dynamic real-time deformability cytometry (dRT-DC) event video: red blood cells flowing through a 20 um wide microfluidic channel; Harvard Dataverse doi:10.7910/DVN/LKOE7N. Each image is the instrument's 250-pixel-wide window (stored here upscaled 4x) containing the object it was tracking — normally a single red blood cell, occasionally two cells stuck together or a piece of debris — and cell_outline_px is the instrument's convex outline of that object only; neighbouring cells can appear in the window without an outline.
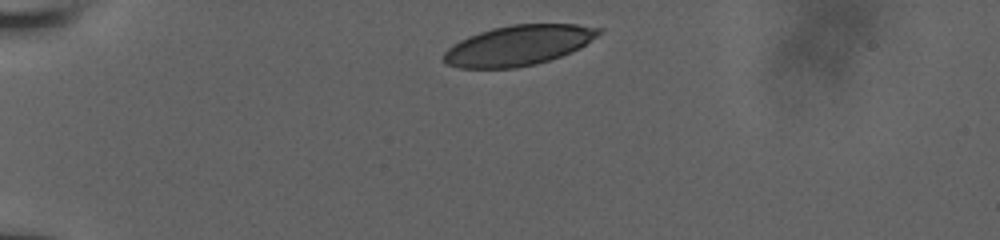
{"species": "human", "species_latin": "Homo sapiens", "temperature_condition": "room temperature", "stored_images_in_passage": 9, "camera_frame_rate_fps": 3000, "um_per_image_px": 0.085, "donor": {"sex": "male"}, "frame": {"image": 1, "passage_image": 1, "time_ms": 0.0, "image_size_px": [1000, 240], "cell_outline_px": [[604, 32], [580, 48], [560, 56], [536, 64], [516, 68], [460, 68], [444, 64], [444, 52], [448, 48], [460, 40], [468, 36], [492, 28], [512, 24], [576, 24], [604, 28]], "centroid_in_image_um": [44.09, 3.85], "position_along_channel_um": 40.9, "area_um2": 36.41}}
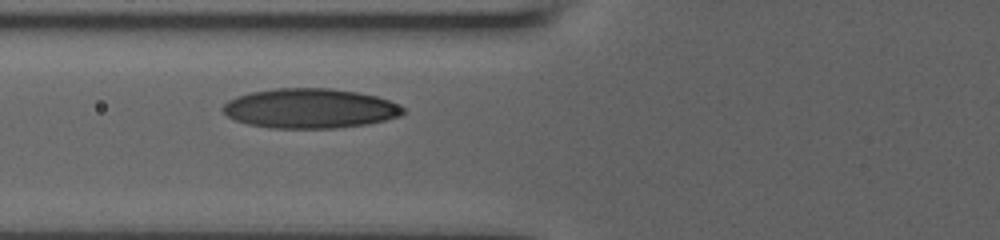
{"frame": {"image": 2, "passage_image": 6, "time_ms": 3.0, "image_size_px": [1000, 240], "cell_outline_px": [[404, 112], [400, 116], [368, 124], [332, 128], [272, 128], [248, 124], [236, 120], [228, 116], [220, 108], [228, 100], [236, 96], [252, 92], [272, 88], [332, 88], [356, 92], [376, 96], [388, 100], [404, 108]], "centroid_in_image_um": [26.32, 9.21], "position_along_channel_um": 99.5, "area_um2": 41.62}}
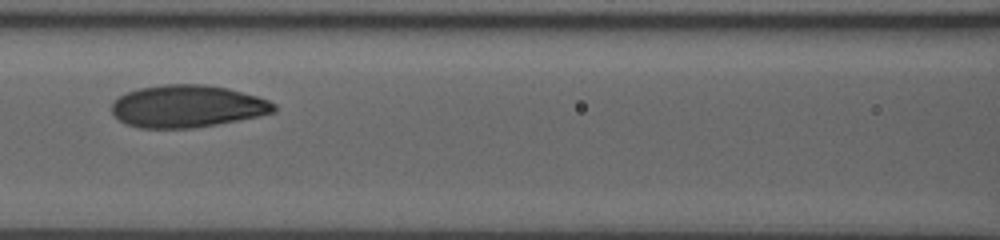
{"frame": {"image": 3, "passage_image": 8, "time_ms": 4.333, "image_size_px": [1000, 240], "cell_outline_px": [[276, 112], [260, 116], [240, 120], [192, 128], [140, 128], [124, 124], [112, 112], [112, 100], [128, 92], [140, 88], [164, 84], [204, 84], [228, 88], [256, 96], [268, 100], [276, 104]], "centroid_in_image_um": [15.93, 9.03], "position_along_channel_um": 150.7, "area_um2": 40.11}}